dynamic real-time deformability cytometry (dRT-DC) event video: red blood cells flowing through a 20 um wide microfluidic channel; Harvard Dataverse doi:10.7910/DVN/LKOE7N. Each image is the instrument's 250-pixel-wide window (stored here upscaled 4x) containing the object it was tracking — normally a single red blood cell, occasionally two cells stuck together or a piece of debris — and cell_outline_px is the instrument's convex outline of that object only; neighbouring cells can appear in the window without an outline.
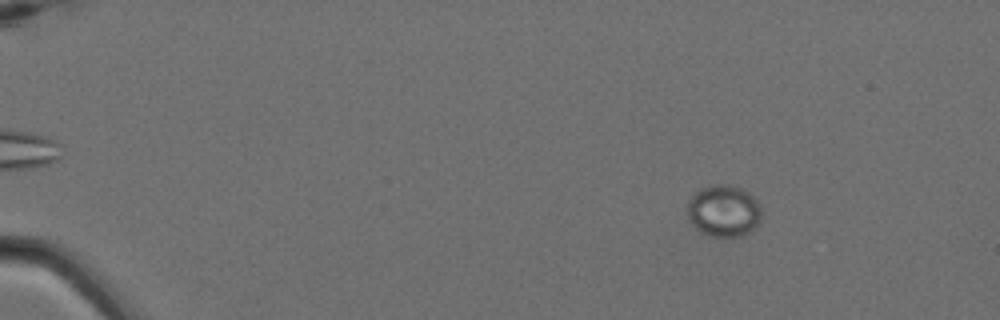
{"species": "Egyptian fruit bat (a non-hibernating species)", "species_latin": "Rousettus aegyptiacus", "temperature_condition": "cold", "stored_images_in_passage": 15, "camera_frame_rate_fps": 3000, "um_per_image_px": 0.085, "animal": {"sex": "female"}, "frame": {"image": 1, "passage_image": 3, "time_ms": 0.667, "image_size_px": [1000, 320], "cell_outline_px": [[760, 220], [756, 228], [744, 236], [708, 236], [700, 232], [688, 220], [688, 200], [700, 188], [712, 184], [724, 184], [740, 188], [748, 192], [760, 204]], "centroid_in_image_um": [61.51, 17.94], "position_along_channel_um": 23.5, "area_um2": 22.54}}
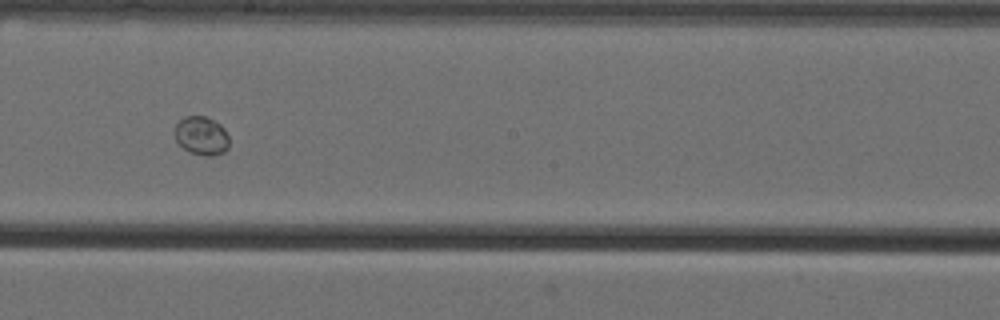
{"frame": {"image": 2, "passage_image": 10, "time_ms": 3.0, "image_size_px": [1000, 320], "cell_outline_px": [[228, 148], [224, 152], [212, 156], [204, 156], [188, 152], [176, 140], [172, 132], [176, 124], [184, 116], [204, 116], [220, 124], [224, 128], [228, 136]], "centroid_in_image_um": [17.1, 11.55], "position_along_channel_um": 231.1, "area_um2": 12.37}}
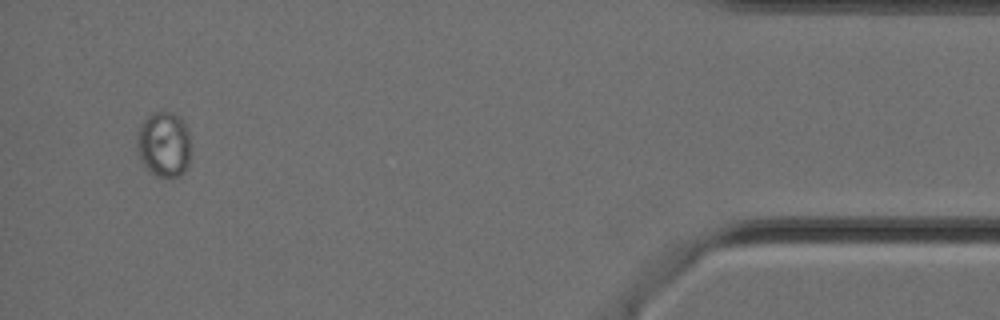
{"frame": {"image": 3, "passage_image": 15, "time_ms": 4.667, "image_size_px": [1000, 320], "cell_outline_px": [[188, 164], [184, 172], [180, 176], [156, 176], [140, 160], [136, 148], [136, 132], [140, 124], [152, 112], [172, 112], [180, 116], [184, 120], [188, 128]], "centroid_in_image_um": [13.9, 12.23], "position_along_channel_um": 421.3, "area_um2": 20.58}}